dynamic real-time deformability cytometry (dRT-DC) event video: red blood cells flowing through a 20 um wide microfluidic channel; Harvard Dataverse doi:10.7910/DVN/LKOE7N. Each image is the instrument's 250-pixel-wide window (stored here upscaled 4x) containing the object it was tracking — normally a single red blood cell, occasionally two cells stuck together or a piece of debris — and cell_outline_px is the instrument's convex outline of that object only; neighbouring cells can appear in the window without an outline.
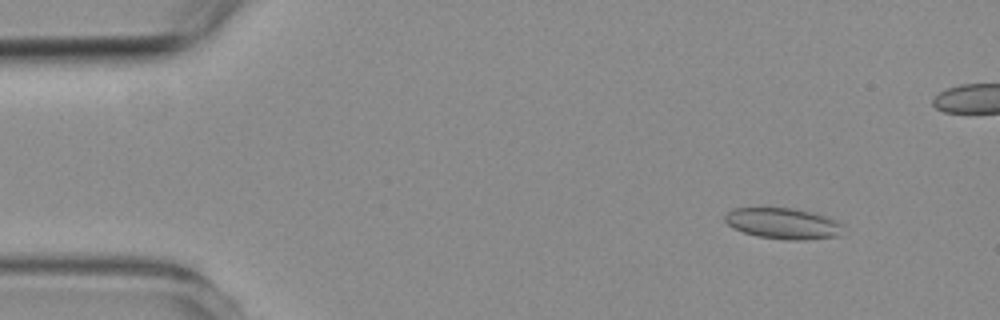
{"species": "common noctule bat (a hibernating species)", "species_latin": "Nyctalus noctula", "temperature_condition": "room temperature", "stored_images_in_passage": 2, "camera_frame_rate_fps": 3000, "um_per_image_px": 0.085, "animal": {"sex": "female", "body_mass_g": 19.3, "forearm_length_mm": 54.1}, "frame": {"image": 1, "passage_image": 1, "time_ms": 0.0, "image_size_px": [1000, 320], "cell_outline_px": [[844, 224], [836, 236], [804, 240], [788, 240], [756, 236], [732, 228], [724, 220], [724, 216], [732, 208], [792, 208], [824, 216], [836, 220]], "centroid_in_image_um": [66.51, 19.0], "position_along_channel_um": 18.5, "area_um2": 21.1}}